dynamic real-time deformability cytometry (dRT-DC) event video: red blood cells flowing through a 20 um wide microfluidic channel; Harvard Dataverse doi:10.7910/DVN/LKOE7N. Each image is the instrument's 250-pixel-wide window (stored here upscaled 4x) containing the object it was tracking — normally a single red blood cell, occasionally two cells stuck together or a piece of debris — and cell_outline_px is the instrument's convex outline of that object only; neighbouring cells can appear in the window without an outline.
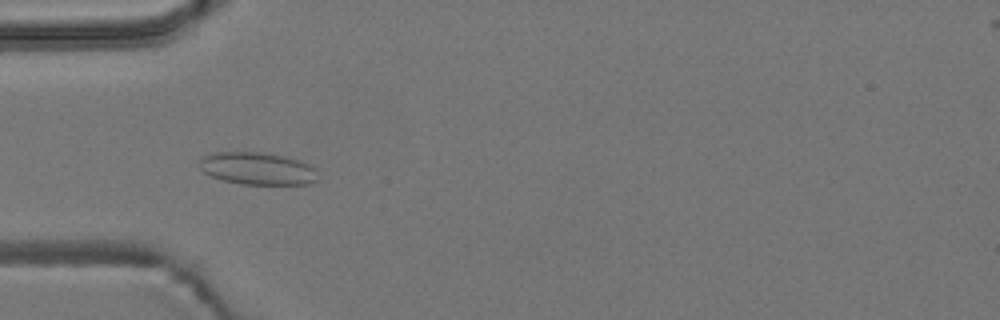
{"species": "common noctule bat (a hibernating species)", "species_latin": "Nyctalus noctula", "temperature_condition": "room temperature", "stored_images_in_passage": 55, "camera_frame_rate_fps": 3000, "um_per_image_px": 0.085, "animal": {"sex": "male", "body_mass_g": 19.2, "forearm_length_mm": 51.8}, "frame": {"image": 1, "passage_image": 17, "time_ms": 5.333, "image_size_px": [1000, 320], "cell_outline_px": [[316, 180], [308, 184], [240, 184], [224, 180], [212, 176], [204, 172], [200, 168], [200, 160], [204, 156], [212, 152], [272, 152], [288, 156], [300, 160], [316, 168]], "centroid_in_image_um": [21.91, 14.3], "position_along_channel_um": 63.1, "area_um2": 22.54}}
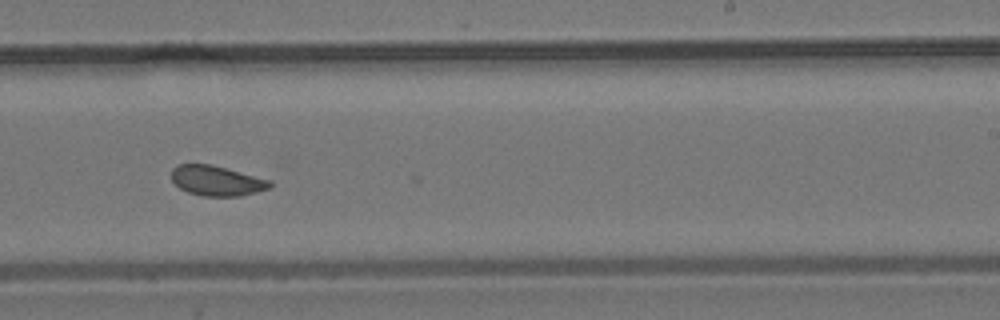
{"frame": {"image": 2, "passage_image": 34, "time_ms": 11.0, "image_size_px": [1000, 320], "cell_outline_px": [[272, 184], [268, 188], [256, 192], [240, 196], [204, 196], [188, 192], [180, 188], [172, 180], [172, 168], [176, 164], [212, 164], [272, 180]], "centroid_in_image_um": [18.42, 15.35], "position_along_channel_um": 270.6, "area_um2": 17.28}}
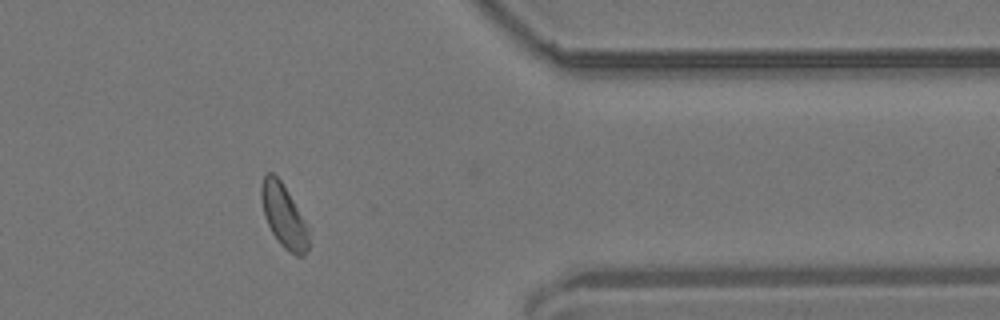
{"frame": {"image": 3, "passage_image": 45, "time_ms": 14.667, "image_size_px": [1000, 320], "cell_outline_px": [[312, 228], [308, 248], [304, 256], [296, 256], [284, 248], [280, 244], [272, 232], [264, 216], [260, 196], [260, 188], [264, 172], [272, 172], [280, 180]], "centroid_in_image_um": [24.17, 18.36], "position_along_channel_um": 387.2, "area_um2": 18.09}, "authors_computed_cell_mechanics": {"area_um2": 18.207, "velocity_mm_per_s": 3.6818, "shape_relaxation_time_tau1_ms": 7.6651, "shape_relaxation_time_tau2_ms": 1.4313, "deformation_change_tau1": 0.0948, "deformation_change_tau2": 0.0714}}